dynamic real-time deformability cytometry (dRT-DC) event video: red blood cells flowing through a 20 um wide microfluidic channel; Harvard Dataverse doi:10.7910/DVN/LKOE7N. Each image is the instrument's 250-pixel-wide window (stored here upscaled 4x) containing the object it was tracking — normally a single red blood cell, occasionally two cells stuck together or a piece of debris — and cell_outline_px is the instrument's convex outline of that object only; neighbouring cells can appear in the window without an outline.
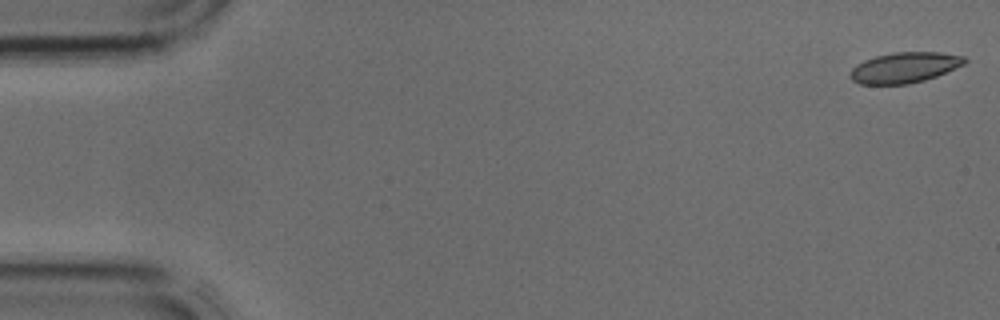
{"species": "common noctule bat (a hibernating species)", "species_latin": "Nyctalus noctula", "temperature_condition": "cold", "stored_images_in_passage": 3, "camera_frame_rate_fps": 3000, "um_per_image_px": 0.085, "animal": {"sex": "male", "body_mass_g": 17.9, "forearm_length_mm": 54.2}, "frame": {"image": 1, "passage_image": 1, "time_ms": 0.0, "image_size_px": [1000, 320], "cell_outline_px": [[968, 60], [964, 64], [936, 76], [924, 80], [908, 84], [860, 84], [852, 80], [848, 76], [848, 72], [856, 64], [864, 60], [876, 56], [892, 52], [940, 52], [964, 56]], "centroid_in_image_um": [76.85, 5.74], "position_along_channel_um": 8.2, "area_um2": 20.46}}
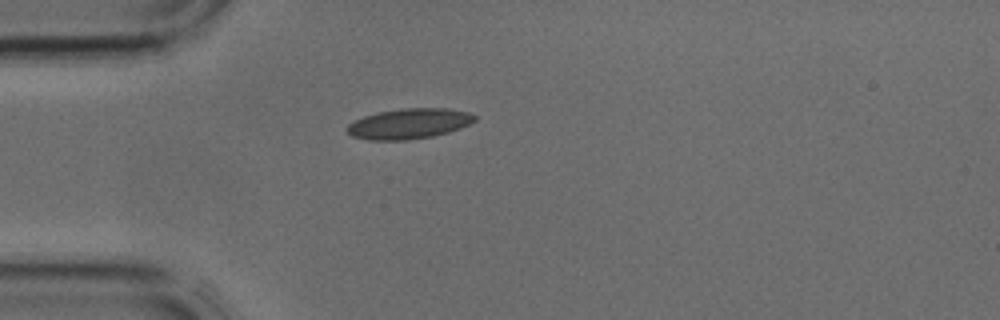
{"frame": {"image": 2, "passage_image": 3, "time_ms": 0.667, "image_size_px": [1000, 320], "cell_outline_px": [[476, 120], [460, 128], [448, 132], [432, 136], [408, 140], [368, 140], [352, 136], [348, 132], [348, 124], [364, 116], [376, 112], [400, 108], [448, 108], [468, 112], [476, 116]], "centroid_in_image_um": [34.77, 10.5], "position_along_channel_um": 50.2, "area_um2": 22.54}}